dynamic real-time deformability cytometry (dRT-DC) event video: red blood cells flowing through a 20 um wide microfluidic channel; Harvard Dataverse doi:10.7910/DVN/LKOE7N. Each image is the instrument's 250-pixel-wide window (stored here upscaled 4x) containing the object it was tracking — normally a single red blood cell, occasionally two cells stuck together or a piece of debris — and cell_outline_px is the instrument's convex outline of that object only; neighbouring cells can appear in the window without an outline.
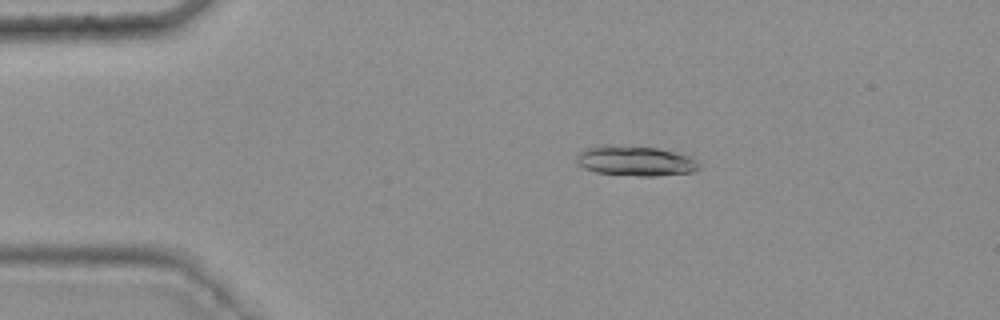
{"species": "common noctule bat (a hibernating species)", "species_latin": "Nyctalus noctula", "temperature_condition": "warm", "stored_images_in_passage": 49, "camera_frame_rate_fps": 3000, "um_per_image_px": 0.085, "animal": {"sex": "female", "body_mass_g": 25.1}, "frame": {"image": 1, "passage_image": 11, "time_ms": 3.333, "image_size_px": [1000, 320], "cell_outline_px": [[700, 168], [692, 172], [656, 176], [640, 176], [596, 172], [584, 168], [576, 160], [576, 156], [580, 152], [588, 148], [604, 144], [656, 148], [676, 152], [692, 156], [700, 164]], "centroid_in_image_um": [54.05, 13.67], "position_along_channel_um": 31.0, "area_um2": 21.39}}
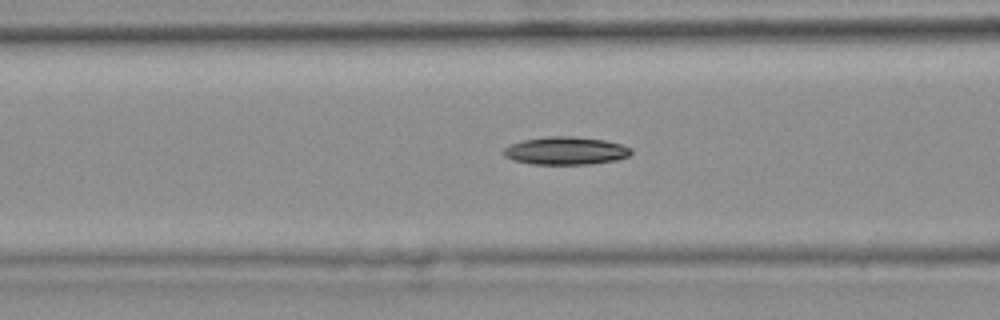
{"frame": {"image": 2, "passage_image": 22, "time_ms": 7.0, "image_size_px": [1000, 320], "cell_outline_px": [[632, 152], [628, 156], [616, 160], [588, 164], [532, 164], [512, 160], [504, 156], [504, 148], [512, 144], [524, 140], [548, 136], [572, 136], [604, 140], [620, 144], [632, 148]], "centroid_in_image_um": [48.09, 12.81], "position_along_channel_um": 118.5, "area_um2": 20.58}}
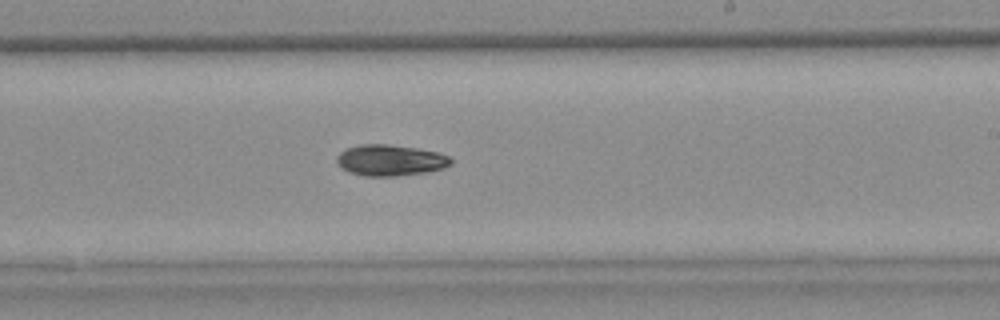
{"frame": {"image": 3, "passage_image": 33, "time_ms": 10.667, "image_size_px": [1000, 320], "cell_outline_px": [[452, 164], [444, 168], [428, 172], [392, 176], [364, 176], [348, 172], [340, 168], [336, 160], [336, 156], [344, 148], [360, 144], [388, 144], [416, 148], [436, 152], [448, 156], [452, 160]], "centroid_in_image_um": [33.13, 13.62], "position_along_channel_um": 255.9, "area_um2": 20.87}, "authors_computed_cell_mechanics": {"area_um2": 20.4034, "velocity_mm_per_s": 3.7493, "shape_relaxation_time_tau1_ms": 5.9206, "shape_relaxation_time_tau2_ms": null, "deformation_change_tau1": 0.1617, "deformation_change_tau2": null}}